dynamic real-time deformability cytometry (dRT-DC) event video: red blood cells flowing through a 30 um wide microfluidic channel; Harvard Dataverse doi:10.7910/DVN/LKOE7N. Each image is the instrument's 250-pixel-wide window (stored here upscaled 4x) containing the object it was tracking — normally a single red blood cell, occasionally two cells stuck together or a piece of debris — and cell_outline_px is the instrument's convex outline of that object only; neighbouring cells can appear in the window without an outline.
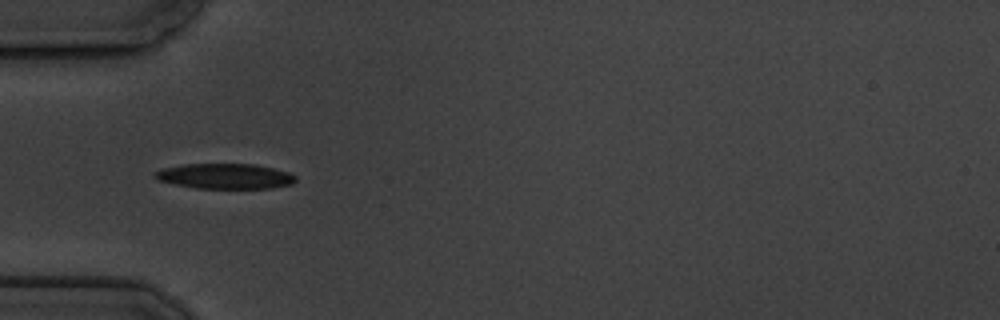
{"species": "common noctule bat (a hibernating species)", "species_latin": "Nyctalus noctula", "temperature_condition": "cold", "stored_images_in_passage": 7, "camera_frame_rate_fps": 3000, "um_per_image_px": 0.085, "animal": {"sex": "male", "body_mass_g": 19.5, "forearm_length_mm": 54.6}, "frame": {"image": 1, "passage_image": 6, "time_ms": 5.667, "image_size_px": [1000, 320], "cell_outline_px": [[296, 180], [292, 184], [272, 188], [196, 188], [156, 180], [152, 176], [152, 172], [164, 168], [180, 164], [256, 164], [288, 172], [296, 176]], "centroid_in_image_um": [19.09, 14.97], "position_along_channel_um": 65.9, "area_um2": 20.81}}